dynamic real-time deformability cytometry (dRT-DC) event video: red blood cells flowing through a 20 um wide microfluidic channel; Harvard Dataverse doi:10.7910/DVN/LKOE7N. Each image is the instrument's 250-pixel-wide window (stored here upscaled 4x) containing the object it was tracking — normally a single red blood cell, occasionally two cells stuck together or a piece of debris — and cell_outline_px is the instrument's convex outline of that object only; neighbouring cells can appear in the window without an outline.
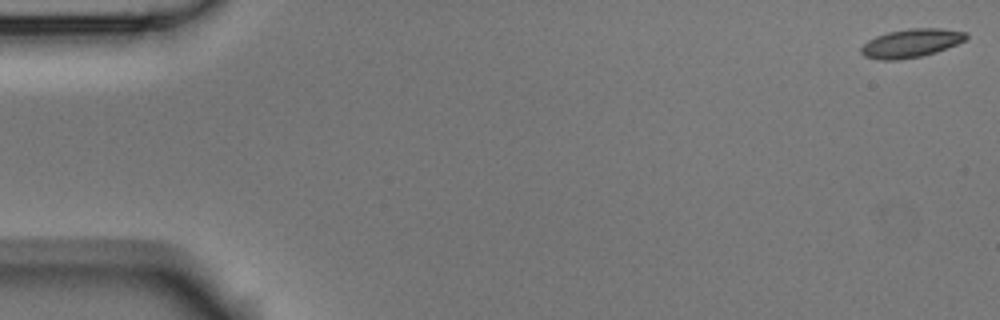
{"species": "Egyptian fruit bat (a non-hibernating species)", "species_latin": "Rousettus aegyptiacus", "temperature_condition": "room temperature", "stored_images_in_passage": 13, "camera_frame_rate_fps": 3000, "um_per_image_px": 0.085, "animal": {"sex": "male"}, "frame": {"image": 1, "passage_image": 1, "time_ms": 0.0, "image_size_px": [1000, 320], "cell_outline_px": [[968, 40], [936, 52], [920, 56], [900, 60], [880, 60], [864, 56], [860, 52], [860, 48], [868, 40], [876, 36], [888, 32], [908, 28], [940, 28], [968, 32]], "centroid_in_image_um": [77.47, 3.66], "position_along_channel_um": 7.5, "area_um2": 17.63}}
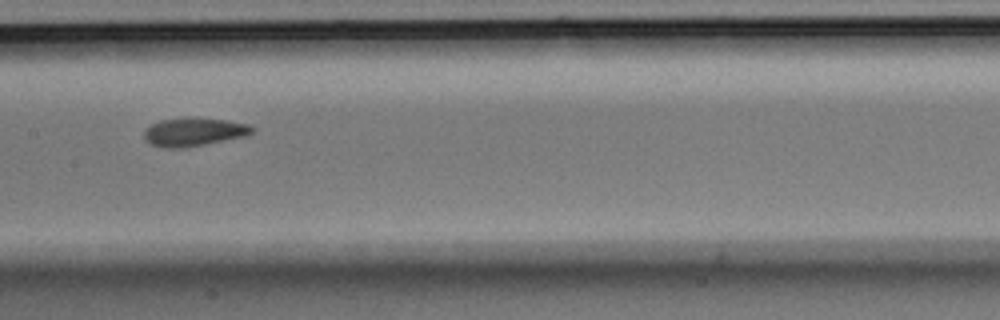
{"frame": {"image": 2, "passage_image": 7, "time_ms": 2.0, "image_size_px": [1000, 320], "cell_outline_px": [[256, 128], [248, 136], [184, 148], [160, 148], [144, 140], [144, 128], [160, 120], [188, 116], [224, 120], [248, 124]], "centroid_in_image_um": [16.46, 11.21], "position_along_channel_um": 190.9, "area_um2": 18.26}}
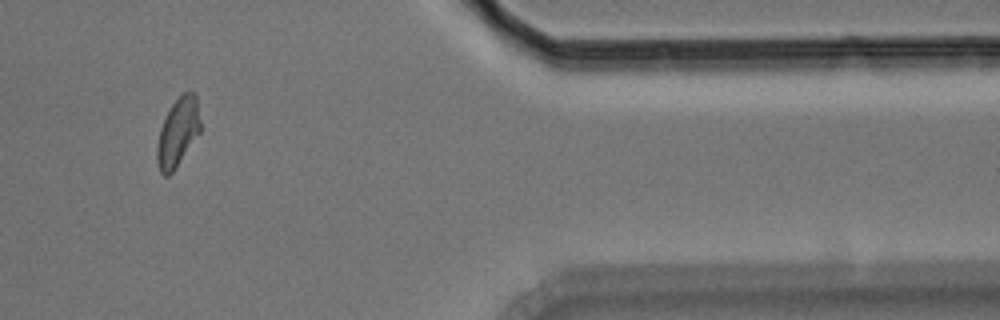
{"frame": {"image": 3, "passage_image": 12, "time_ms": 3.667, "image_size_px": [1000, 320], "cell_outline_px": [[200, 132], [172, 172], [168, 176], [164, 176], [160, 172], [156, 160], [156, 148], [160, 128], [172, 104], [184, 92], [192, 92], [196, 96], [200, 120]], "centroid_in_image_um": [15.1, 11.26], "position_along_channel_um": 396.3, "area_um2": 16.99}}